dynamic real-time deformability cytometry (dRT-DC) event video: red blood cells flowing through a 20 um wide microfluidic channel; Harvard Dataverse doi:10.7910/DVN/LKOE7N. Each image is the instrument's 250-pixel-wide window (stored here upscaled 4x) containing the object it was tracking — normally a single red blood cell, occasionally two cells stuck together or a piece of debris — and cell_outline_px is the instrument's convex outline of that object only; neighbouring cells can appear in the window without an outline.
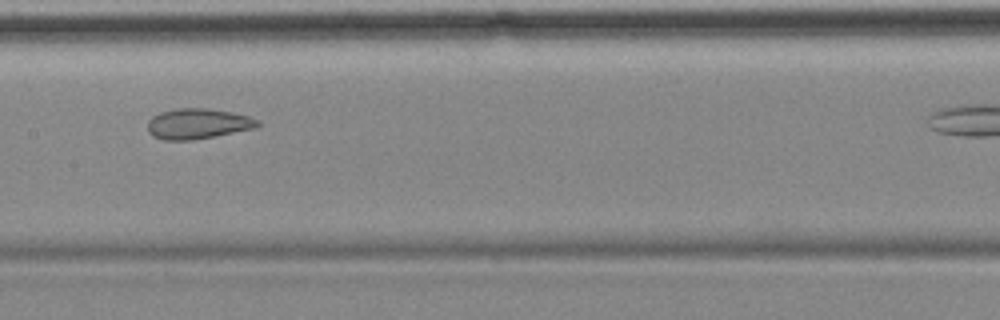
{"species": "common noctule bat (a hibernating species)", "species_latin": "Nyctalus noctula", "temperature_condition": "cold", "stored_images_in_passage": 8, "camera_frame_rate_fps": 3000, "um_per_image_px": 0.085, "animal": {"sex": "female", "body_mass_g": 18.4}, "frame": {"image": 1, "passage_image": 5, "time_ms": 5.667, "image_size_px": [1000, 320], "cell_outline_px": [[260, 124], [256, 128], [192, 140], [164, 140], [152, 136], [148, 132], [148, 120], [152, 116], [160, 112], [180, 108], [208, 108], [232, 112], [248, 116], [260, 120]], "centroid_in_image_um": [16.81, 10.51], "position_along_channel_um": 190.6, "area_um2": 19.54}}